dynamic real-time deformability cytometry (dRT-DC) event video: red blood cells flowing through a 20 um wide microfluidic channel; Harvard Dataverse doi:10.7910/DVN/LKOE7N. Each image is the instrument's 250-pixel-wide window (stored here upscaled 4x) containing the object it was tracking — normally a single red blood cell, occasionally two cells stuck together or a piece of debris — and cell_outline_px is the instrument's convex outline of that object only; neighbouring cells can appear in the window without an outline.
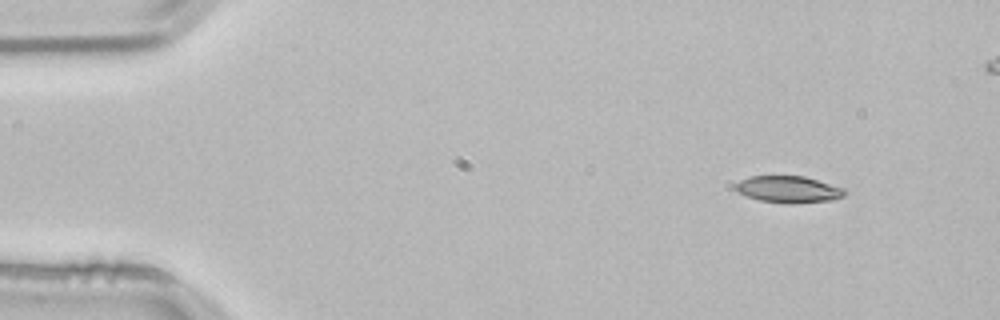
{"species": "common noctule bat (a hibernating species)", "species_latin": "Nyctalus noctula", "temperature_condition": "room temperature", "stored_images_in_passage": 4, "camera_frame_rate_fps": 3000, "um_per_image_px": 0.085, "animal": {"sex": "male", "body_mass_g": 21.5, "forearm_length_mm": 52.0}, "frame": {"image": 1, "passage_image": 1, "time_ms": 0.0, "image_size_px": [1000, 320], "cell_outline_px": [[848, 192], [844, 196], [832, 200], [796, 204], [788, 204], [760, 200], [748, 196], [732, 188], [740, 180], [748, 176], [804, 176], [848, 188]], "centroid_in_image_um": [67.1, 16.09], "position_along_channel_um": 17.9, "area_um2": 17.34}}
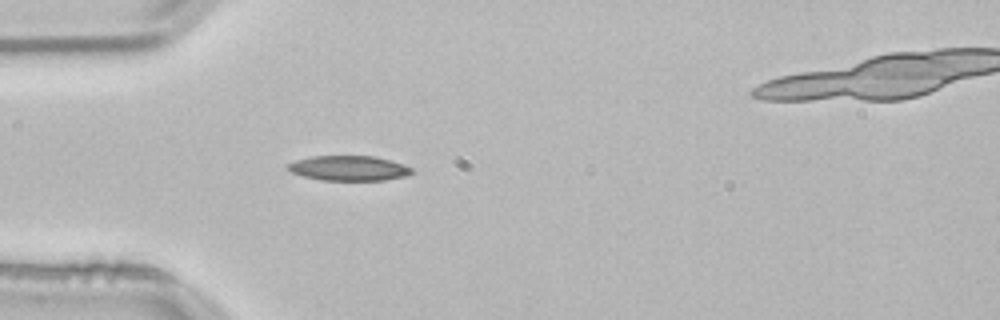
{"frame": {"image": 2, "passage_image": 3, "time_ms": 0.667, "image_size_px": [1000, 320], "cell_outline_px": [[412, 172], [404, 176], [384, 180], [320, 180], [304, 176], [292, 172], [284, 168], [284, 164], [296, 160], [312, 156], [376, 156], [412, 168]], "centroid_in_image_um": [29.56, 14.29], "position_along_channel_um": 55.4, "area_um2": 17.92}}